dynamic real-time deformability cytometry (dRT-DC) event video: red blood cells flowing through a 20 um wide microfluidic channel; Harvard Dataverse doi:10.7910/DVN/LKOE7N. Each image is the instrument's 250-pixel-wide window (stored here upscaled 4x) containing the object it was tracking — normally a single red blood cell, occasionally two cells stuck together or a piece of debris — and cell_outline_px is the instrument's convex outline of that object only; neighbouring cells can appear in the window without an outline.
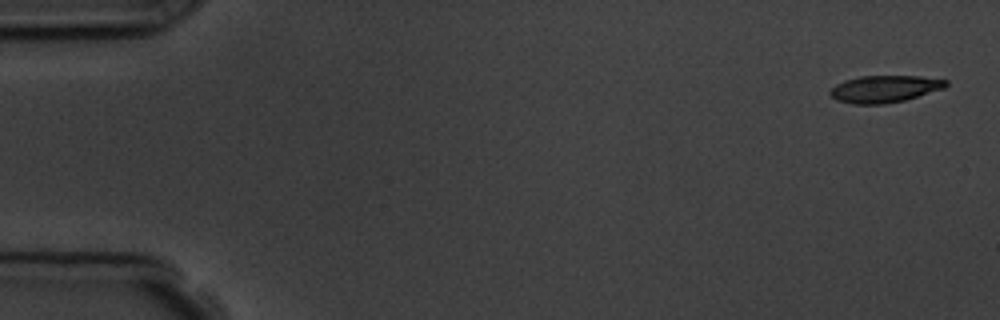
{"species": "common noctule bat (a hibernating species)", "species_latin": "Nyctalus noctula", "temperature_condition": "room temperature", "stored_images_in_passage": 5, "camera_frame_rate_fps": 3000, "um_per_image_px": 0.085, "animal": {"sex": "male", "body_mass_g": 19.5, "forearm_length_mm": 54.6}, "frame": {"image": 1, "passage_image": 1, "time_ms": 0.0, "image_size_px": [1000, 320], "cell_outline_px": [[948, 84], [944, 88], [904, 100], [884, 104], [852, 104], [836, 100], [828, 92], [836, 84], [844, 80], [860, 76], [920, 76], [948, 80]], "centroid_in_image_um": [75.17, 7.55], "position_along_channel_um": 9.8, "area_um2": 18.21}}
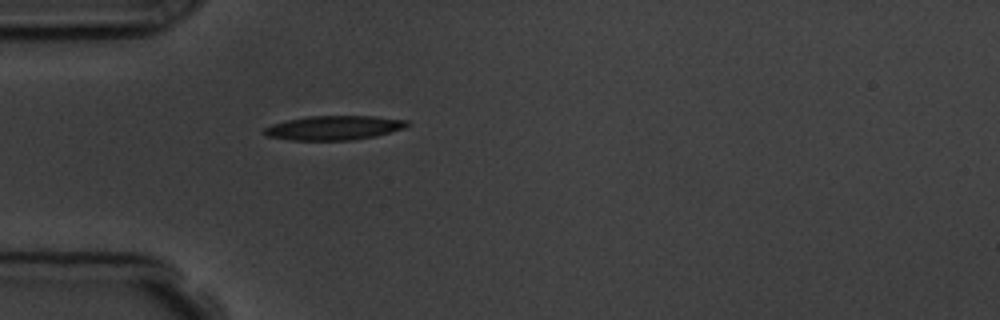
{"frame": {"image": 2, "passage_image": 5, "time_ms": 4.667, "image_size_px": [1000, 320], "cell_outline_px": [[408, 124], [404, 128], [376, 136], [352, 140], [288, 140], [268, 136], [264, 132], [264, 128], [272, 124], [288, 120], [308, 116], [376, 116], [408, 120]], "centroid_in_image_um": [28.4, 10.86], "position_along_channel_um": 56.6, "area_um2": 20.11}}